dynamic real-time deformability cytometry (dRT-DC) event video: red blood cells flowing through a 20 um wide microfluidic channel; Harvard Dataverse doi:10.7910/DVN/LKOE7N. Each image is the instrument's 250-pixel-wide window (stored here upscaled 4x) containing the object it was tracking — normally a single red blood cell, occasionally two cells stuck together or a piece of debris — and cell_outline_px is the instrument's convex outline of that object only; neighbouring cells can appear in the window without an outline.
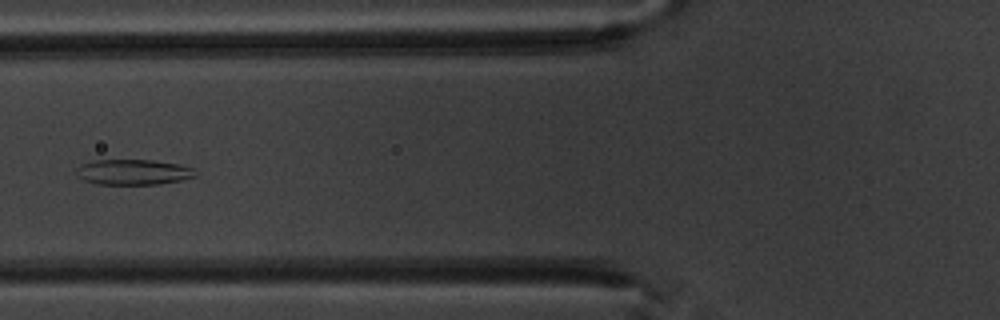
{"species": "common noctule bat (a hibernating species)", "species_latin": "Nyctalus noctula", "temperature_condition": "warm", "stored_images_in_passage": 8, "camera_frame_rate_fps": 3000, "um_per_image_px": 0.085, "animal": {"sex": "male", "body_mass_g": 20.1, "forearm_length_mm": 53.5}, "frame": {"image": 1, "passage_image": 7, "time_ms": 7.0, "image_size_px": [1000, 320], "cell_outline_px": [[196, 176], [180, 180], [160, 184], [96, 184], [84, 180], [76, 172], [76, 168], [92, 160], [152, 160], [180, 164], [192, 168]], "centroid_in_image_um": [11.33, 14.62], "position_along_channel_um": 114.5, "area_um2": 17.46}}